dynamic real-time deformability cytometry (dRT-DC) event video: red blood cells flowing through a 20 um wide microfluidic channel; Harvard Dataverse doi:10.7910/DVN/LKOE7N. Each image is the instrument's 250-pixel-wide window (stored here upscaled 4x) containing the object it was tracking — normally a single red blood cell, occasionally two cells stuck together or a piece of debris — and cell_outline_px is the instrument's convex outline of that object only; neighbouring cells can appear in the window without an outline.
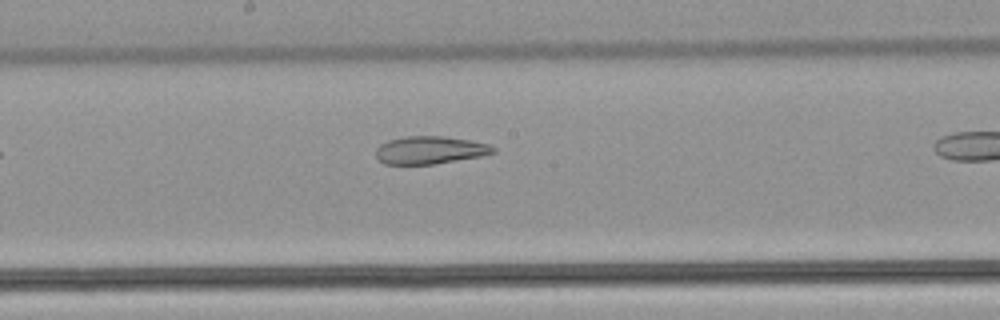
{"species": "common noctule bat (a hibernating species)", "species_latin": "Nyctalus noctula", "temperature_condition": "warm", "stored_images_in_passage": 8, "camera_frame_rate_fps": 3000, "um_per_image_px": 0.085, "animal": {"sex": "male", "body_mass_g": 21.5, "forearm_length_mm": 52.0}, "frame": {"image": 1, "passage_image": 6, "time_ms": 1.667, "image_size_px": [1000, 320], "cell_outline_px": [[496, 152], [480, 156], [432, 164], [384, 164], [376, 156], [376, 148], [380, 144], [388, 140], [404, 136], [440, 136], [468, 140], [488, 144], [496, 148]], "centroid_in_image_um": [36.51, 12.75], "position_along_channel_um": 211.7, "area_um2": 18.79}}